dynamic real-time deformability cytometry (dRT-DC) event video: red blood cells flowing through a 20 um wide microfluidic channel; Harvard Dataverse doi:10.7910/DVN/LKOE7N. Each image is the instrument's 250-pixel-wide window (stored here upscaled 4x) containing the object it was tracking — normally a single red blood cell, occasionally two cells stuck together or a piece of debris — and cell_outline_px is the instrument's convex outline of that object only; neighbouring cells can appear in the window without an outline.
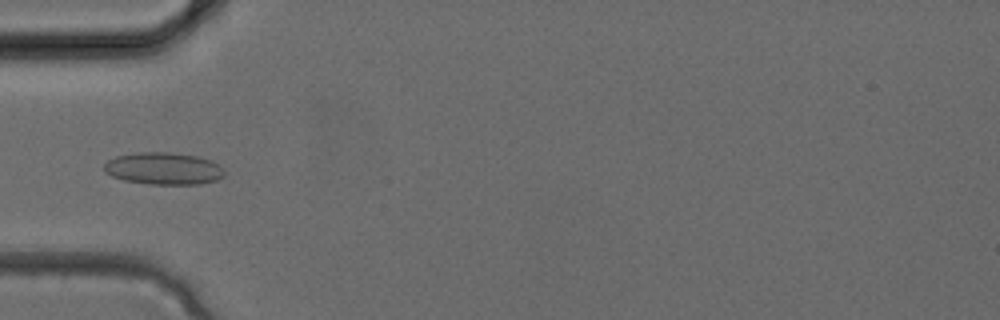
{"species": "common noctule bat (a hibernating species)", "species_latin": "Nyctalus noctula", "temperature_condition": "cold", "stored_images_in_passage": 34, "camera_frame_rate_fps": 3000, "um_per_image_px": 0.085, "animal": {"sex": "female", "body_mass_g": 24.6, "forearm_length_mm": 56.2}, "frame": {"image": 1, "passage_image": 11, "time_ms": 3.333, "image_size_px": [1000, 320], "cell_outline_px": [[224, 176], [216, 180], [200, 184], [148, 184], [124, 180], [112, 176], [104, 172], [104, 164], [108, 160], [116, 156], [140, 152], [168, 152], [196, 156], [212, 160], [220, 164], [224, 168]], "centroid_in_image_um": [13.92, 14.32], "position_along_channel_um": 71.1, "area_um2": 22.66}}
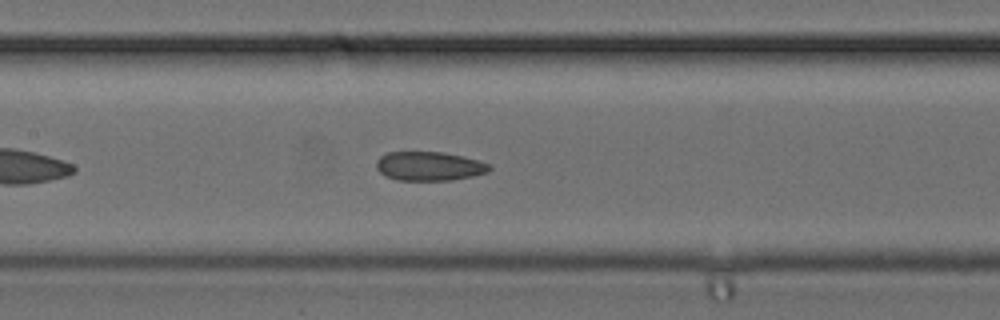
{"frame": {"image": 2, "passage_image": 16, "time_ms": 5.0, "image_size_px": [1000, 320], "cell_outline_px": [[492, 168], [488, 172], [472, 176], [452, 180], [396, 180], [380, 172], [376, 168], [376, 160], [380, 156], [388, 152], [444, 152], [464, 156], [480, 160], [492, 164]], "centroid_in_image_um": [36.53, 14.11], "position_along_channel_um": 170.9, "area_um2": 19.31}}
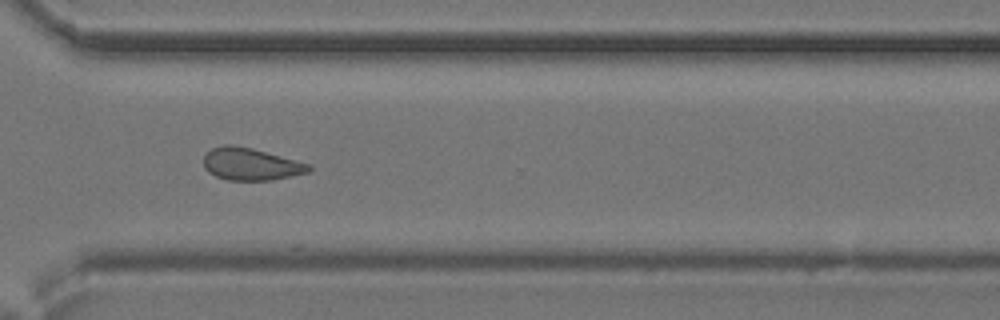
{"frame": {"image": 3, "passage_image": 25, "time_ms": 8.0, "image_size_px": [1000, 320], "cell_outline_px": [[312, 168], [308, 172], [272, 180], [228, 180], [216, 176], [208, 172], [204, 168], [204, 156], [212, 148], [224, 144], [232, 144], [252, 148], [312, 164]], "centroid_in_image_um": [21.32, 13.94], "position_along_channel_um": 349.3, "area_um2": 19.83}}